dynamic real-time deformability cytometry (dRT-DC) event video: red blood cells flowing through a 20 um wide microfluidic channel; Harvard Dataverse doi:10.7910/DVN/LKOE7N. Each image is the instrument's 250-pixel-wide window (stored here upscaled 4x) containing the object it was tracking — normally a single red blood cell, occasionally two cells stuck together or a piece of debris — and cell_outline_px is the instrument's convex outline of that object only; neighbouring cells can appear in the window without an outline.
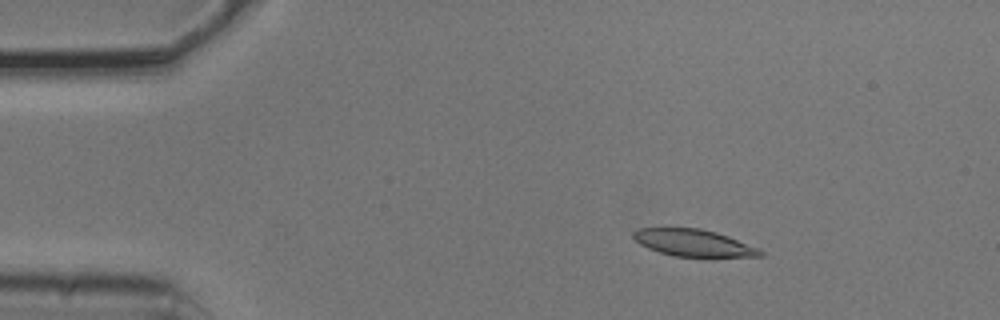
{"species": "common noctule bat (a hibernating species)", "species_latin": "Nyctalus noctula", "temperature_condition": "cold", "stored_images_in_passage": 3, "camera_frame_rate_fps": 3000, "um_per_image_px": 0.085, "animal": {"sex": "male", "body_mass_g": 20.5, "forearm_length_mm": 52.5}, "frame": {"image": 1, "passage_image": 1, "time_ms": 0.0, "image_size_px": [1000, 320], "cell_outline_px": [[764, 256], [672, 256], [648, 248], [640, 244], [632, 236], [632, 232], [640, 228], [700, 228], [716, 232], [728, 236], [760, 248], [764, 252]], "centroid_in_image_um": [58.95, 20.63], "position_along_channel_um": 26.0, "area_um2": 19.77}}